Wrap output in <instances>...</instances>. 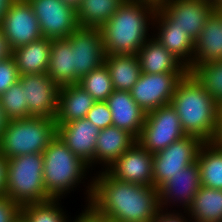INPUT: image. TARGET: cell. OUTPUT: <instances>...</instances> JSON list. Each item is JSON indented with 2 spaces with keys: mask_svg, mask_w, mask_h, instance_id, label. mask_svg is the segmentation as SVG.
<instances>
[{
  "mask_svg": "<svg viewBox=\"0 0 222 222\" xmlns=\"http://www.w3.org/2000/svg\"><path fill=\"white\" fill-rule=\"evenodd\" d=\"M102 169L86 186V205L111 222H151L161 209L159 190L117 180Z\"/></svg>",
  "mask_w": 222,
  "mask_h": 222,
  "instance_id": "obj_1",
  "label": "cell"
},
{
  "mask_svg": "<svg viewBox=\"0 0 222 222\" xmlns=\"http://www.w3.org/2000/svg\"><path fill=\"white\" fill-rule=\"evenodd\" d=\"M156 9L151 2L125 0L99 28L106 55H136L151 37L148 31Z\"/></svg>",
  "mask_w": 222,
  "mask_h": 222,
  "instance_id": "obj_2",
  "label": "cell"
},
{
  "mask_svg": "<svg viewBox=\"0 0 222 222\" xmlns=\"http://www.w3.org/2000/svg\"><path fill=\"white\" fill-rule=\"evenodd\" d=\"M170 104L186 135L213 141L221 107L190 72L177 84Z\"/></svg>",
  "mask_w": 222,
  "mask_h": 222,
  "instance_id": "obj_3",
  "label": "cell"
},
{
  "mask_svg": "<svg viewBox=\"0 0 222 222\" xmlns=\"http://www.w3.org/2000/svg\"><path fill=\"white\" fill-rule=\"evenodd\" d=\"M87 170H89L88 165L58 136L43 151L44 186L52 199H62L65 194L74 191V187L85 183L82 179L86 178Z\"/></svg>",
  "mask_w": 222,
  "mask_h": 222,
  "instance_id": "obj_4",
  "label": "cell"
},
{
  "mask_svg": "<svg viewBox=\"0 0 222 222\" xmlns=\"http://www.w3.org/2000/svg\"><path fill=\"white\" fill-rule=\"evenodd\" d=\"M57 136L55 119L31 116L8 121L0 140L5 159L31 153H43Z\"/></svg>",
  "mask_w": 222,
  "mask_h": 222,
  "instance_id": "obj_5",
  "label": "cell"
},
{
  "mask_svg": "<svg viewBox=\"0 0 222 222\" xmlns=\"http://www.w3.org/2000/svg\"><path fill=\"white\" fill-rule=\"evenodd\" d=\"M4 195L20 206L52 199L43 180V153H31L7 159Z\"/></svg>",
  "mask_w": 222,
  "mask_h": 222,
  "instance_id": "obj_6",
  "label": "cell"
},
{
  "mask_svg": "<svg viewBox=\"0 0 222 222\" xmlns=\"http://www.w3.org/2000/svg\"><path fill=\"white\" fill-rule=\"evenodd\" d=\"M214 11L208 0H165L157 5L154 18L163 27L180 28L195 42Z\"/></svg>",
  "mask_w": 222,
  "mask_h": 222,
  "instance_id": "obj_7",
  "label": "cell"
},
{
  "mask_svg": "<svg viewBox=\"0 0 222 222\" xmlns=\"http://www.w3.org/2000/svg\"><path fill=\"white\" fill-rule=\"evenodd\" d=\"M186 136L179 116L171 104L158 107L145 115L137 141L150 153H156Z\"/></svg>",
  "mask_w": 222,
  "mask_h": 222,
  "instance_id": "obj_8",
  "label": "cell"
},
{
  "mask_svg": "<svg viewBox=\"0 0 222 222\" xmlns=\"http://www.w3.org/2000/svg\"><path fill=\"white\" fill-rule=\"evenodd\" d=\"M203 143L197 137L186 135L154 153L152 164L154 187L159 190L179 170L195 163Z\"/></svg>",
  "mask_w": 222,
  "mask_h": 222,
  "instance_id": "obj_9",
  "label": "cell"
},
{
  "mask_svg": "<svg viewBox=\"0 0 222 222\" xmlns=\"http://www.w3.org/2000/svg\"><path fill=\"white\" fill-rule=\"evenodd\" d=\"M38 19L40 32L48 39H66L78 27L76 10L61 0H27Z\"/></svg>",
  "mask_w": 222,
  "mask_h": 222,
  "instance_id": "obj_10",
  "label": "cell"
},
{
  "mask_svg": "<svg viewBox=\"0 0 222 222\" xmlns=\"http://www.w3.org/2000/svg\"><path fill=\"white\" fill-rule=\"evenodd\" d=\"M187 73H141L140 78L131 89V96L147 114L158 107L171 102L179 81Z\"/></svg>",
  "mask_w": 222,
  "mask_h": 222,
  "instance_id": "obj_11",
  "label": "cell"
},
{
  "mask_svg": "<svg viewBox=\"0 0 222 222\" xmlns=\"http://www.w3.org/2000/svg\"><path fill=\"white\" fill-rule=\"evenodd\" d=\"M0 28L12 50L41 39L38 19L27 0H13L6 11Z\"/></svg>",
  "mask_w": 222,
  "mask_h": 222,
  "instance_id": "obj_12",
  "label": "cell"
},
{
  "mask_svg": "<svg viewBox=\"0 0 222 222\" xmlns=\"http://www.w3.org/2000/svg\"><path fill=\"white\" fill-rule=\"evenodd\" d=\"M66 39L74 52V76L78 80L104 63L106 53L99 28L78 27Z\"/></svg>",
  "mask_w": 222,
  "mask_h": 222,
  "instance_id": "obj_13",
  "label": "cell"
},
{
  "mask_svg": "<svg viewBox=\"0 0 222 222\" xmlns=\"http://www.w3.org/2000/svg\"><path fill=\"white\" fill-rule=\"evenodd\" d=\"M152 164L153 153L136 141L106 171L117 180L154 187Z\"/></svg>",
  "mask_w": 222,
  "mask_h": 222,
  "instance_id": "obj_14",
  "label": "cell"
},
{
  "mask_svg": "<svg viewBox=\"0 0 222 222\" xmlns=\"http://www.w3.org/2000/svg\"><path fill=\"white\" fill-rule=\"evenodd\" d=\"M19 81L24 90L25 102L32 116L55 119L60 87L47 73L24 74Z\"/></svg>",
  "mask_w": 222,
  "mask_h": 222,
  "instance_id": "obj_15",
  "label": "cell"
},
{
  "mask_svg": "<svg viewBox=\"0 0 222 222\" xmlns=\"http://www.w3.org/2000/svg\"><path fill=\"white\" fill-rule=\"evenodd\" d=\"M201 186L200 170L197 162L185 167L173 175L159 189V204L161 209L168 210L170 204H178L187 211ZM176 201V202H175ZM169 204V205H168ZM167 206V207H166ZM165 207V208H164Z\"/></svg>",
  "mask_w": 222,
  "mask_h": 222,
  "instance_id": "obj_16",
  "label": "cell"
},
{
  "mask_svg": "<svg viewBox=\"0 0 222 222\" xmlns=\"http://www.w3.org/2000/svg\"><path fill=\"white\" fill-rule=\"evenodd\" d=\"M100 129L86 118L57 124V136L88 167L94 165L95 147Z\"/></svg>",
  "mask_w": 222,
  "mask_h": 222,
  "instance_id": "obj_17",
  "label": "cell"
},
{
  "mask_svg": "<svg viewBox=\"0 0 222 222\" xmlns=\"http://www.w3.org/2000/svg\"><path fill=\"white\" fill-rule=\"evenodd\" d=\"M105 102L112 113V125L138 139L146 114L133 100L131 92L114 90Z\"/></svg>",
  "mask_w": 222,
  "mask_h": 222,
  "instance_id": "obj_18",
  "label": "cell"
},
{
  "mask_svg": "<svg viewBox=\"0 0 222 222\" xmlns=\"http://www.w3.org/2000/svg\"><path fill=\"white\" fill-rule=\"evenodd\" d=\"M142 73H188V68L153 36L137 52Z\"/></svg>",
  "mask_w": 222,
  "mask_h": 222,
  "instance_id": "obj_19",
  "label": "cell"
},
{
  "mask_svg": "<svg viewBox=\"0 0 222 222\" xmlns=\"http://www.w3.org/2000/svg\"><path fill=\"white\" fill-rule=\"evenodd\" d=\"M215 60H222V10H215L206 20L195 41L194 60L188 72L200 63Z\"/></svg>",
  "mask_w": 222,
  "mask_h": 222,
  "instance_id": "obj_20",
  "label": "cell"
},
{
  "mask_svg": "<svg viewBox=\"0 0 222 222\" xmlns=\"http://www.w3.org/2000/svg\"><path fill=\"white\" fill-rule=\"evenodd\" d=\"M95 103L96 100L78 83L61 86L55 121L57 124H64L86 118Z\"/></svg>",
  "mask_w": 222,
  "mask_h": 222,
  "instance_id": "obj_21",
  "label": "cell"
},
{
  "mask_svg": "<svg viewBox=\"0 0 222 222\" xmlns=\"http://www.w3.org/2000/svg\"><path fill=\"white\" fill-rule=\"evenodd\" d=\"M136 141L131 133L113 125L101 129L97 137L94 164L98 162L106 170Z\"/></svg>",
  "mask_w": 222,
  "mask_h": 222,
  "instance_id": "obj_22",
  "label": "cell"
},
{
  "mask_svg": "<svg viewBox=\"0 0 222 222\" xmlns=\"http://www.w3.org/2000/svg\"><path fill=\"white\" fill-rule=\"evenodd\" d=\"M52 39L42 37L13 50L12 57L19 74L47 73Z\"/></svg>",
  "mask_w": 222,
  "mask_h": 222,
  "instance_id": "obj_23",
  "label": "cell"
},
{
  "mask_svg": "<svg viewBox=\"0 0 222 222\" xmlns=\"http://www.w3.org/2000/svg\"><path fill=\"white\" fill-rule=\"evenodd\" d=\"M47 74L59 87L79 83L74 76V52L67 39H53Z\"/></svg>",
  "mask_w": 222,
  "mask_h": 222,
  "instance_id": "obj_24",
  "label": "cell"
},
{
  "mask_svg": "<svg viewBox=\"0 0 222 222\" xmlns=\"http://www.w3.org/2000/svg\"><path fill=\"white\" fill-rule=\"evenodd\" d=\"M152 27L157 30L152 36L189 68L194 60L195 42L180 28L163 27L155 18Z\"/></svg>",
  "mask_w": 222,
  "mask_h": 222,
  "instance_id": "obj_25",
  "label": "cell"
},
{
  "mask_svg": "<svg viewBox=\"0 0 222 222\" xmlns=\"http://www.w3.org/2000/svg\"><path fill=\"white\" fill-rule=\"evenodd\" d=\"M191 222H222V190L200 186L190 208Z\"/></svg>",
  "mask_w": 222,
  "mask_h": 222,
  "instance_id": "obj_26",
  "label": "cell"
},
{
  "mask_svg": "<svg viewBox=\"0 0 222 222\" xmlns=\"http://www.w3.org/2000/svg\"><path fill=\"white\" fill-rule=\"evenodd\" d=\"M114 90L131 91L142 73L137 55H106Z\"/></svg>",
  "mask_w": 222,
  "mask_h": 222,
  "instance_id": "obj_27",
  "label": "cell"
},
{
  "mask_svg": "<svg viewBox=\"0 0 222 222\" xmlns=\"http://www.w3.org/2000/svg\"><path fill=\"white\" fill-rule=\"evenodd\" d=\"M196 162L200 170L201 186L222 190V148L213 142L203 143Z\"/></svg>",
  "mask_w": 222,
  "mask_h": 222,
  "instance_id": "obj_28",
  "label": "cell"
},
{
  "mask_svg": "<svg viewBox=\"0 0 222 222\" xmlns=\"http://www.w3.org/2000/svg\"><path fill=\"white\" fill-rule=\"evenodd\" d=\"M125 0H82L76 10L79 27L100 28Z\"/></svg>",
  "mask_w": 222,
  "mask_h": 222,
  "instance_id": "obj_29",
  "label": "cell"
},
{
  "mask_svg": "<svg viewBox=\"0 0 222 222\" xmlns=\"http://www.w3.org/2000/svg\"><path fill=\"white\" fill-rule=\"evenodd\" d=\"M190 73L222 107V60L200 63Z\"/></svg>",
  "mask_w": 222,
  "mask_h": 222,
  "instance_id": "obj_30",
  "label": "cell"
},
{
  "mask_svg": "<svg viewBox=\"0 0 222 222\" xmlns=\"http://www.w3.org/2000/svg\"><path fill=\"white\" fill-rule=\"evenodd\" d=\"M59 201L61 202L60 199H50L45 202L25 204L21 206V214L27 222H71Z\"/></svg>",
  "mask_w": 222,
  "mask_h": 222,
  "instance_id": "obj_31",
  "label": "cell"
},
{
  "mask_svg": "<svg viewBox=\"0 0 222 222\" xmlns=\"http://www.w3.org/2000/svg\"><path fill=\"white\" fill-rule=\"evenodd\" d=\"M96 102L106 101L114 91L110 72L105 63L83 76L78 83Z\"/></svg>",
  "mask_w": 222,
  "mask_h": 222,
  "instance_id": "obj_32",
  "label": "cell"
},
{
  "mask_svg": "<svg viewBox=\"0 0 222 222\" xmlns=\"http://www.w3.org/2000/svg\"><path fill=\"white\" fill-rule=\"evenodd\" d=\"M1 107L7 119L16 120L31 117L28 103L25 102L22 83L17 81L0 96Z\"/></svg>",
  "mask_w": 222,
  "mask_h": 222,
  "instance_id": "obj_33",
  "label": "cell"
},
{
  "mask_svg": "<svg viewBox=\"0 0 222 222\" xmlns=\"http://www.w3.org/2000/svg\"><path fill=\"white\" fill-rule=\"evenodd\" d=\"M86 119L100 130L112 125V113L105 101L96 102L87 113Z\"/></svg>",
  "mask_w": 222,
  "mask_h": 222,
  "instance_id": "obj_34",
  "label": "cell"
},
{
  "mask_svg": "<svg viewBox=\"0 0 222 222\" xmlns=\"http://www.w3.org/2000/svg\"><path fill=\"white\" fill-rule=\"evenodd\" d=\"M20 74L13 57L0 62V96L19 81Z\"/></svg>",
  "mask_w": 222,
  "mask_h": 222,
  "instance_id": "obj_35",
  "label": "cell"
},
{
  "mask_svg": "<svg viewBox=\"0 0 222 222\" xmlns=\"http://www.w3.org/2000/svg\"><path fill=\"white\" fill-rule=\"evenodd\" d=\"M21 213V206L7 195L0 196V222H13Z\"/></svg>",
  "mask_w": 222,
  "mask_h": 222,
  "instance_id": "obj_36",
  "label": "cell"
},
{
  "mask_svg": "<svg viewBox=\"0 0 222 222\" xmlns=\"http://www.w3.org/2000/svg\"><path fill=\"white\" fill-rule=\"evenodd\" d=\"M151 222H191V219L186 218L182 212L179 213V211L176 212V210L168 212L164 209H160Z\"/></svg>",
  "mask_w": 222,
  "mask_h": 222,
  "instance_id": "obj_37",
  "label": "cell"
},
{
  "mask_svg": "<svg viewBox=\"0 0 222 222\" xmlns=\"http://www.w3.org/2000/svg\"><path fill=\"white\" fill-rule=\"evenodd\" d=\"M71 222H111L107 217L96 213L89 205Z\"/></svg>",
  "mask_w": 222,
  "mask_h": 222,
  "instance_id": "obj_38",
  "label": "cell"
},
{
  "mask_svg": "<svg viewBox=\"0 0 222 222\" xmlns=\"http://www.w3.org/2000/svg\"><path fill=\"white\" fill-rule=\"evenodd\" d=\"M12 54L13 50L11 45L6 38L5 33L0 28V62L12 57Z\"/></svg>",
  "mask_w": 222,
  "mask_h": 222,
  "instance_id": "obj_39",
  "label": "cell"
},
{
  "mask_svg": "<svg viewBox=\"0 0 222 222\" xmlns=\"http://www.w3.org/2000/svg\"><path fill=\"white\" fill-rule=\"evenodd\" d=\"M7 159L0 154V196L4 195L6 186Z\"/></svg>",
  "mask_w": 222,
  "mask_h": 222,
  "instance_id": "obj_40",
  "label": "cell"
},
{
  "mask_svg": "<svg viewBox=\"0 0 222 222\" xmlns=\"http://www.w3.org/2000/svg\"><path fill=\"white\" fill-rule=\"evenodd\" d=\"M212 142L222 148V107L218 116L217 131Z\"/></svg>",
  "mask_w": 222,
  "mask_h": 222,
  "instance_id": "obj_41",
  "label": "cell"
},
{
  "mask_svg": "<svg viewBox=\"0 0 222 222\" xmlns=\"http://www.w3.org/2000/svg\"><path fill=\"white\" fill-rule=\"evenodd\" d=\"M8 121L9 120L7 119V117L4 113V110L1 107V103H0V140H1L2 133H3L4 129L6 128Z\"/></svg>",
  "mask_w": 222,
  "mask_h": 222,
  "instance_id": "obj_42",
  "label": "cell"
},
{
  "mask_svg": "<svg viewBox=\"0 0 222 222\" xmlns=\"http://www.w3.org/2000/svg\"><path fill=\"white\" fill-rule=\"evenodd\" d=\"M12 1L13 0H0V25H1L4 15H5L6 11L8 10L9 5Z\"/></svg>",
  "mask_w": 222,
  "mask_h": 222,
  "instance_id": "obj_43",
  "label": "cell"
},
{
  "mask_svg": "<svg viewBox=\"0 0 222 222\" xmlns=\"http://www.w3.org/2000/svg\"><path fill=\"white\" fill-rule=\"evenodd\" d=\"M61 1L65 3L66 5L71 6L75 10H77L82 0H61Z\"/></svg>",
  "mask_w": 222,
  "mask_h": 222,
  "instance_id": "obj_44",
  "label": "cell"
},
{
  "mask_svg": "<svg viewBox=\"0 0 222 222\" xmlns=\"http://www.w3.org/2000/svg\"><path fill=\"white\" fill-rule=\"evenodd\" d=\"M215 10H222V0H210L209 1Z\"/></svg>",
  "mask_w": 222,
  "mask_h": 222,
  "instance_id": "obj_45",
  "label": "cell"
},
{
  "mask_svg": "<svg viewBox=\"0 0 222 222\" xmlns=\"http://www.w3.org/2000/svg\"><path fill=\"white\" fill-rule=\"evenodd\" d=\"M13 222H27L24 216L20 213Z\"/></svg>",
  "mask_w": 222,
  "mask_h": 222,
  "instance_id": "obj_46",
  "label": "cell"
},
{
  "mask_svg": "<svg viewBox=\"0 0 222 222\" xmlns=\"http://www.w3.org/2000/svg\"><path fill=\"white\" fill-rule=\"evenodd\" d=\"M142 1L151 2L157 6L159 4H162L165 0H142Z\"/></svg>",
  "mask_w": 222,
  "mask_h": 222,
  "instance_id": "obj_47",
  "label": "cell"
}]
</instances>
